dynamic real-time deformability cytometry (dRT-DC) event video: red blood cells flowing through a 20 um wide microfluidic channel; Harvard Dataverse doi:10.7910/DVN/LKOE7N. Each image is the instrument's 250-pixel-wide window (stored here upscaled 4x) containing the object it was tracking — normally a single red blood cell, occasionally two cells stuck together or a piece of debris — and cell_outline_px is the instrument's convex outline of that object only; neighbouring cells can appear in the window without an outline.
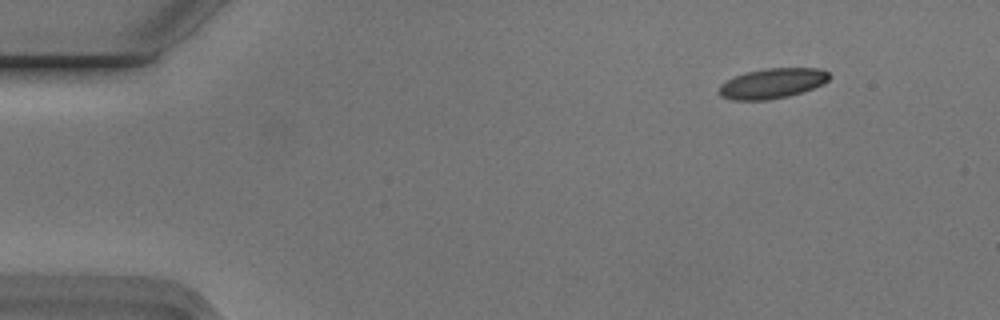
{"species": "Egyptian fruit bat (a non-hibernating species)", "species_latin": "Rousettus aegyptiacus", "temperature_condition": "cold", "stored_images_in_passage": 4, "camera_frame_rate_fps": 3000, "um_per_image_px": 0.085, "animal": {"sex": "male"}, "frame": {"image": 1, "passage_image": 1, "time_ms": 0.0, "image_size_px": [1000, 320], "cell_outline_px": [[832, 76], [824, 84], [788, 96], [768, 100], [732, 100], [720, 96], [716, 92], [720, 84], [736, 76], [748, 72], [764, 68], [820, 68], [828, 72]], "centroid_in_image_um": [65.63, 7.09], "position_along_channel_um": 19.4, "area_um2": 19.42}}
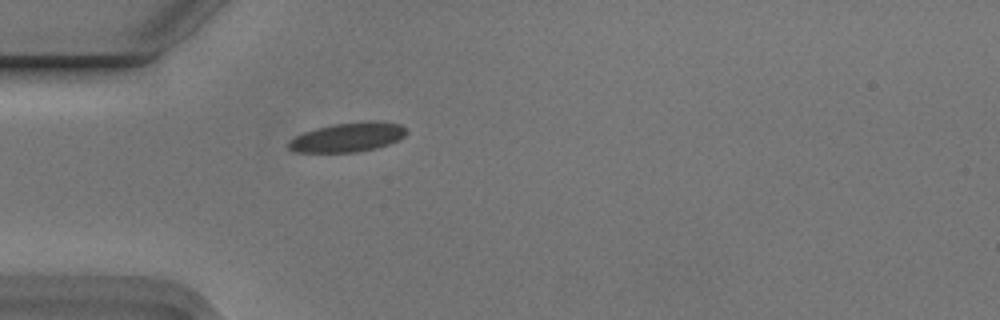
{"frame": {"image": 2, "passage_image": 4, "time_ms": 1.0, "image_size_px": [1000, 320], "cell_outline_px": [[408, 132], [400, 140], [376, 148], [356, 152], [296, 152], [288, 148], [288, 140], [304, 132], [316, 128], [332, 124], [368, 120], [380, 120], [400, 124]], "centroid_in_image_um": [29.58, 11.65], "position_along_channel_um": 55.4, "area_um2": 20.35}}